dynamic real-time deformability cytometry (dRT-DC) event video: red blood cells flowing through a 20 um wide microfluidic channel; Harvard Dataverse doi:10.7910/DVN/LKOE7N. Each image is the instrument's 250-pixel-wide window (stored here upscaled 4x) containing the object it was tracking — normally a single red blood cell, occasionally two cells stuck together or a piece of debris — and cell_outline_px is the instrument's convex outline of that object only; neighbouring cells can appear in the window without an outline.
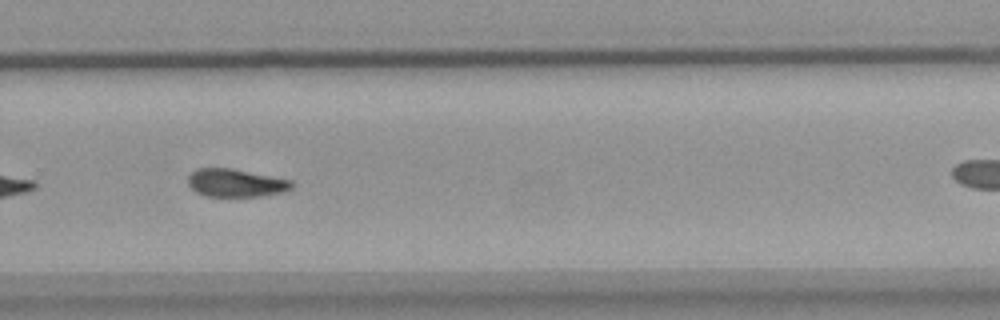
{"species": "common noctule bat (a hibernating species)", "species_latin": "Nyctalus noctula", "temperature_condition": "warm", "stored_images_in_passage": 45, "camera_frame_rate_fps": 3000, "um_per_image_px": 0.085, "animal": {"sex": "female", "body_mass_g": 18.4}, "frame": {"image": 1, "passage_image": 26, "time_ms": 8.333, "image_size_px": [1000, 320], "cell_outline_px": [[296, 184], [292, 188], [284, 192], [260, 196], [208, 196], [196, 192], [188, 184], [188, 176], [196, 168], [232, 168], [292, 180]], "centroid_in_image_um": [20.07, 15.54], "position_along_channel_um": 309.7, "area_um2": 16.99}}